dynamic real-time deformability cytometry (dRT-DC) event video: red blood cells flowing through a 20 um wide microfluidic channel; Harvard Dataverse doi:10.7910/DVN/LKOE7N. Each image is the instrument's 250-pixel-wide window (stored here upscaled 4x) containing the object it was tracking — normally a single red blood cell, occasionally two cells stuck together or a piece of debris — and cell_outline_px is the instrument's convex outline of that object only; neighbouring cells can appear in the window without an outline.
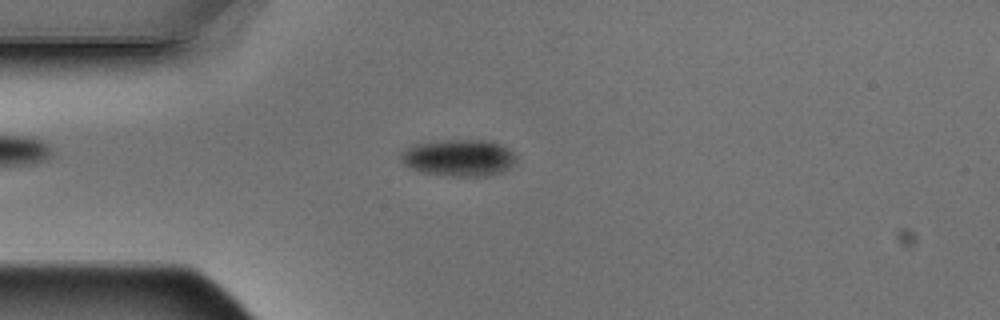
{"species": "Egyptian fruit bat (a non-hibernating species)", "species_latin": "Rousettus aegyptiacus", "temperature_condition": "warm", "stored_images_in_passage": 4, "camera_frame_rate_fps": 3000, "um_per_image_px": 0.085, "animal": {"sex": "male"}, "frame": {"image": 1, "passage_image": 3, "time_ms": 0.667, "image_size_px": [1000, 320], "cell_outline_px": [[516, 160], [504, 172], [488, 176], [448, 176], [420, 172], [404, 164], [400, 160], [400, 152], [412, 144], [444, 140], [488, 140], [500, 144], [508, 148], [516, 156]], "centroid_in_image_um": [38.98, 13.41], "position_along_channel_um": 46.0, "area_um2": 24.97}}
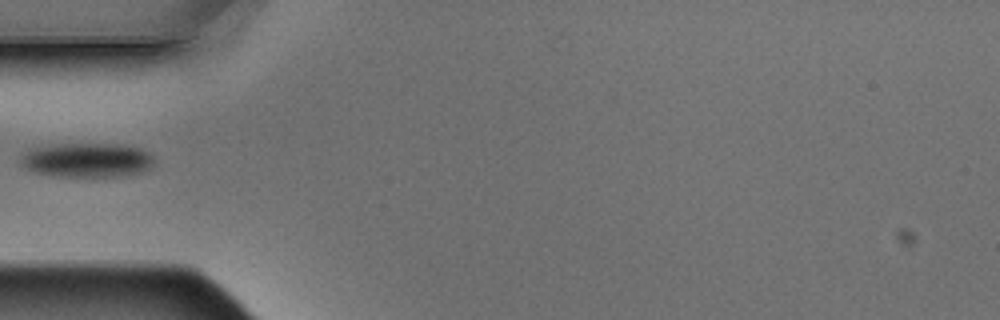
{"frame": {"image": 2, "passage_image": 4, "time_ms": 1.0, "image_size_px": [1000, 320], "cell_outline_px": [[152, 168], [144, 172], [124, 176], [52, 176], [36, 172], [28, 168], [20, 160], [28, 152], [36, 148], [64, 144], [116, 144], [140, 148], [148, 152], [152, 156]], "centroid_in_image_um": [7.5, 13.62], "position_along_channel_um": 77.5, "area_um2": 26.18}}